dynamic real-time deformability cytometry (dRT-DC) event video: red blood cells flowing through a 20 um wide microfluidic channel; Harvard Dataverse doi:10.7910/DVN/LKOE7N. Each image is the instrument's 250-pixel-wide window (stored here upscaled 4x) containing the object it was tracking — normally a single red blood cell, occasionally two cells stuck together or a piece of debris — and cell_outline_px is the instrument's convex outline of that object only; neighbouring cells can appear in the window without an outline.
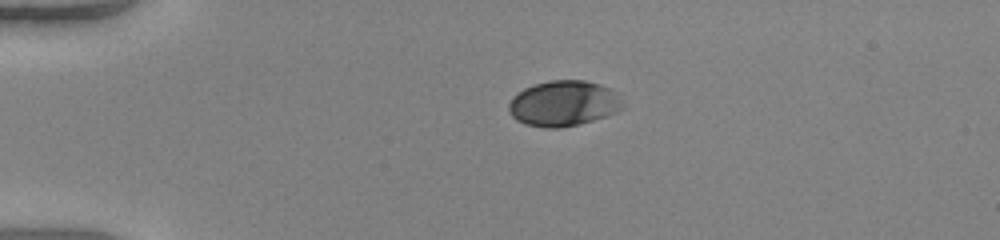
{"species": "human", "species_latin": "Homo sapiens", "temperature_condition": "warm", "stored_images_in_passage": 40, "camera_frame_rate_fps": 3000, "um_per_image_px": 0.085, "donor": {"sex": "female"}, "frame": {"image": 1, "passage_image": 1, "time_ms": 0.0, "image_size_px": [1000, 240], "cell_outline_px": [[628, 108], [580, 124], [560, 128], [544, 128], [524, 124], [516, 120], [508, 112], [508, 104], [512, 96], [524, 88], [532, 84], [548, 80], [584, 80], [600, 84], [616, 92]], "centroid_in_image_um": [47.9, 8.79], "position_along_channel_um": 37.1, "area_um2": 30.75}}
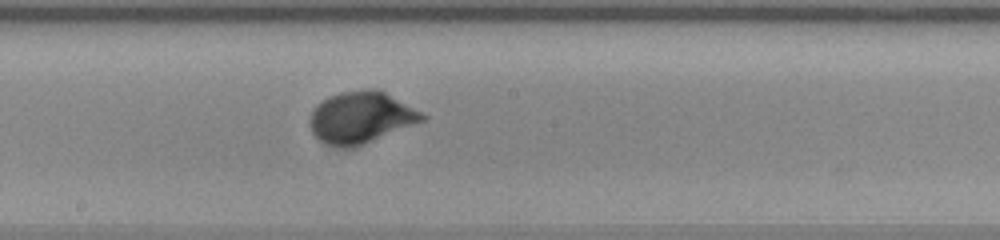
{"frame": {"image": 2, "passage_image": 18, "time_ms": 5.667, "image_size_px": [1000, 240], "cell_outline_px": [[428, 120], [364, 144], [352, 148], [340, 148], [328, 144], [320, 140], [312, 132], [308, 124], [308, 120], [316, 104], [328, 96], [340, 92], [368, 88], [376, 88], [384, 92], [428, 116]], "centroid_in_image_um": [30.67, 9.99], "position_along_channel_um": 217.5, "area_um2": 34.1}}
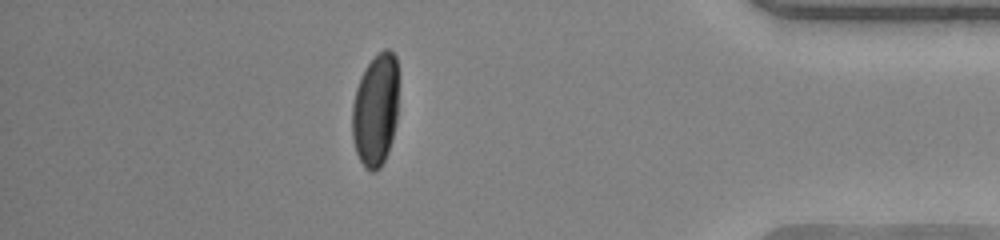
{"frame": {"image": 3, "passage_image": 34, "time_ms": 11.0, "image_size_px": [1000, 240], "cell_outline_px": [[396, 124], [392, 140], [388, 152], [380, 168], [376, 172], [368, 172], [364, 168], [356, 152], [352, 140], [352, 104], [356, 88], [360, 76], [368, 64], [384, 48], [388, 48], [396, 56]], "centroid_in_image_um": [31.89, 9.41], "position_along_channel_um": 403.3, "area_um2": 30.46}, "authors_computed_cell_mechanics": {"area_um2": 31.1831, "velocity_mm_per_s": 4.1062, "shape_relaxation_time_tau1_ms": 2.8623, "shape_relaxation_time_tau2_ms": null, "deformation_change_tau1": 0.1734, "deformation_change_tau2": null}}